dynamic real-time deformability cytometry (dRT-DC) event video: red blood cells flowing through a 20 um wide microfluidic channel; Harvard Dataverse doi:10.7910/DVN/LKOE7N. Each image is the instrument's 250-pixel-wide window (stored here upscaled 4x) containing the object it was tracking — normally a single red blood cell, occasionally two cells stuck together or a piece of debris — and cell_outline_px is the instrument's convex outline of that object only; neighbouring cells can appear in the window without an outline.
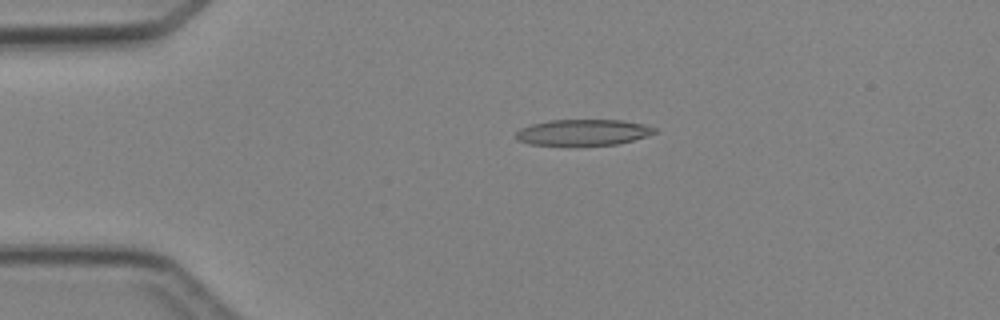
{"species": "Egyptian fruit bat (a non-hibernating species)", "species_latin": "Rousettus aegyptiacus", "temperature_condition": "cold", "stored_images_in_passage": 4, "camera_frame_rate_fps": 3000, "um_per_image_px": 0.085, "animal": {"sex": "female"}, "frame": {"image": 1, "passage_image": 3, "time_ms": 2.333, "image_size_px": [1000, 320], "cell_outline_px": [[656, 132], [632, 140], [616, 144], [528, 144], [520, 140], [516, 136], [516, 132], [520, 128], [532, 124], [548, 120], [624, 120], [644, 124], [656, 128]], "centroid_in_image_um": [49.56, 11.22], "position_along_channel_um": 35.4, "area_um2": 20.52}}